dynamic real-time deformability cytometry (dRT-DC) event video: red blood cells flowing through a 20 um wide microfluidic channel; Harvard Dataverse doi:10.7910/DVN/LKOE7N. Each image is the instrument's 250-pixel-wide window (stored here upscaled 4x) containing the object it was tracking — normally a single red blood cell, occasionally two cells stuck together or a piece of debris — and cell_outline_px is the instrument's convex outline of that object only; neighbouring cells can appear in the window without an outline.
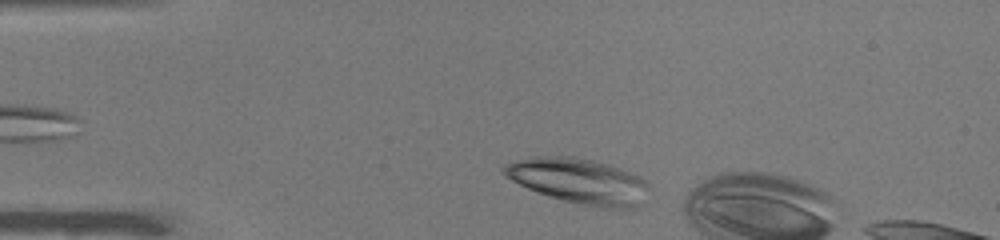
{"species": "common noctule bat (a hibernating species)", "species_latin": "Nyctalus noctula", "temperature_condition": "warm", "stored_images_in_passage": 7, "camera_frame_rate_fps": 3000, "um_per_image_px": 0.085, "animal": {"sex": "male", "body_mass_g": 19.0, "forearm_length_mm": 50.8}, "frame": {"image": 1, "passage_image": 2, "time_ms": 0.333, "image_size_px": [1000, 240], "cell_outline_px": [[644, 184], [640, 204], [636, 208], [600, 208], [564, 200], [548, 196], [536, 192], [504, 176], [504, 164], [536, 156], [572, 156], [592, 160], [608, 164], [636, 176], [644, 180]], "centroid_in_image_um": [49.12, 15.38], "position_along_channel_um": 35.9, "area_um2": 37.17}}